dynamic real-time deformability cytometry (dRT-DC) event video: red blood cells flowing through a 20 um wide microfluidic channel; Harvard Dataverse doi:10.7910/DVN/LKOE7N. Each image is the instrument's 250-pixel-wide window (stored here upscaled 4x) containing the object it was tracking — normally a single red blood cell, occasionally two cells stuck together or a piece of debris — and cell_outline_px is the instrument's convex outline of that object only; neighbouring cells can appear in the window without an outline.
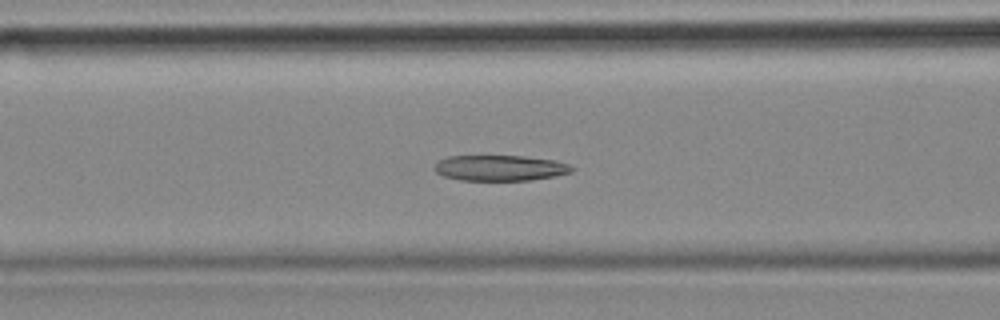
{"species": "common noctule bat (a hibernating species)", "species_latin": "Nyctalus noctula", "temperature_condition": "cold", "stored_images_in_passage": 49, "camera_frame_rate_fps": 3000, "um_per_image_px": 0.085, "animal": {"sex": "female", "body_mass_g": 18.4}, "frame": {"image": 1, "passage_image": 15, "time_ms": 4.667, "image_size_px": [1000, 320], "cell_outline_px": [[576, 168], [572, 172], [556, 176], [532, 180], [460, 180], [444, 176], [436, 172], [436, 164], [440, 160], [448, 156], [524, 156], [556, 160], [568, 164]], "centroid_in_image_um": [42.57, 14.28], "position_along_channel_um": 124.0, "area_um2": 20.52}, "authors_computed_cell_mechanics": {"area_um2": 22.4264, "velocity_mm_per_s": 3.5531, "shape_relaxation_time_tau1_ms": null, "shape_relaxation_time_tau2_ms": 6.1971, "deformation_change_tau1": null, "deformation_change_tau2": 0.1411}}